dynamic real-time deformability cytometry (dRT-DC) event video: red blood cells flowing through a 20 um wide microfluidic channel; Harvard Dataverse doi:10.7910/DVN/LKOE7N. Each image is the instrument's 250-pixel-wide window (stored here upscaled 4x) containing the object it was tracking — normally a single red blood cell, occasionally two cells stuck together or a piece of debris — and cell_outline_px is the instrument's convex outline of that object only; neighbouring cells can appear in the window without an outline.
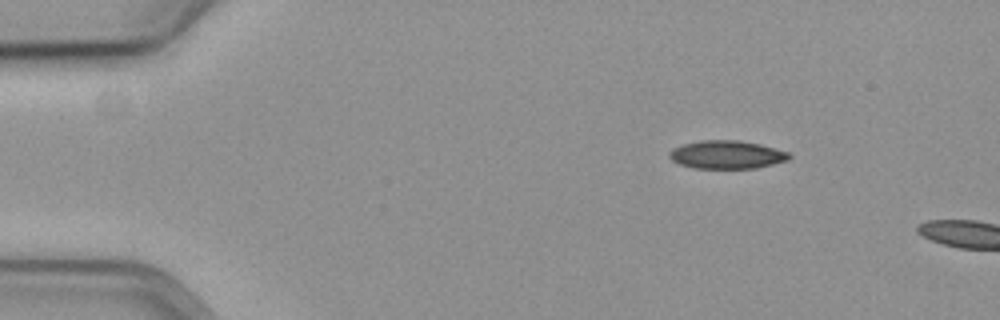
{"species": "common noctule bat (a hibernating species)", "species_latin": "Nyctalus noctula", "temperature_condition": "cold", "stored_images_in_passage": 4, "camera_frame_rate_fps": 3000, "um_per_image_px": 0.085, "animal": {"sex": "female", "body_mass_g": 19.3, "forearm_length_mm": 54.1}, "frame": {"image": 1, "passage_image": 1, "time_ms": 0.0, "image_size_px": [1000, 320], "cell_outline_px": [[792, 156], [788, 160], [756, 168], [692, 168], [680, 164], [672, 160], [668, 156], [668, 152], [672, 148], [684, 144], [700, 140], [740, 140], [760, 144], [776, 148], [788, 152]], "centroid_in_image_um": [61.77, 13.14], "position_along_channel_um": 23.2, "area_um2": 19.77}}